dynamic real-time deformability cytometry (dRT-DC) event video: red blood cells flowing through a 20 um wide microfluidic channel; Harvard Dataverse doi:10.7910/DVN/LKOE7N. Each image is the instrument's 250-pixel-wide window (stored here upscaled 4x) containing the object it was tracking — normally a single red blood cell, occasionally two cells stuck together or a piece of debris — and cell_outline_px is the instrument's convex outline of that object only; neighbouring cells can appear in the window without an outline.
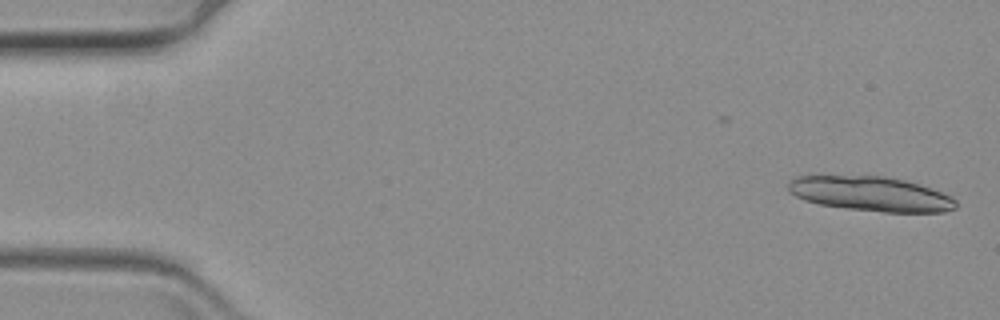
{"species": "common noctule bat (a hibernating species)", "species_latin": "Nyctalus noctula", "temperature_condition": "warm", "stored_images_in_passage": 16, "camera_frame_rate_fps": 3000, "um_per_image_px": 0.085, "animal": {"sex": "female", "body_mass_g": 19.3, "forearm_length_mm": 54.1}, "frame": {"image": 1, "passage_image": 2, "time_ms": 0.333, "image_size_px": [1000, 320], "cell_outline_px": [[956, 208], [944, 212], [884, 212], [848, 208], [820, 204], [804, 200], [788, 192], [788, 180], [796, 176], [884, 176], [904, 180], [920, 184], [952, 196], [956, 200]], "centroid_in_image_um": [74.02, 16.47], "position_along_channel_um": 11.0, "area_um2": 33.81}}